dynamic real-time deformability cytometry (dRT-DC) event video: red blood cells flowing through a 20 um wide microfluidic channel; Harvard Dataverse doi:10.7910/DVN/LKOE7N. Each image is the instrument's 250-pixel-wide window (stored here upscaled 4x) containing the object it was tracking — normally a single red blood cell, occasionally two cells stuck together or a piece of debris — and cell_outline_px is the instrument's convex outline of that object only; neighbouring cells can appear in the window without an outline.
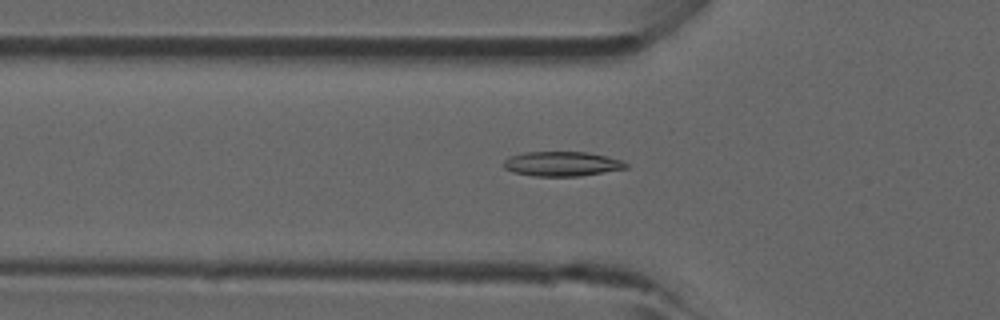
{"species": "common noctule bat (a hibernating species)", "species_latin": "Nyctalus noctula", "temperature_condition": "room temperature", "stored_images_in_passage": 47, "camera_frame_rate_fps": 3000, "um_per_image_px": 0.085, "animal": {"sex": "male", "forearm_length_mm": 52.5}, "frame": {"image": 1, "passage_image": 16, "time_ms": 5.0, "image_size_px": [1000, 320], "cell_outline_px": [[628, 168], [580, 176], [532, 176], [512, 172], [504, 168], [504, 160], [508, 156], [524, 152], [588, 152], [620, 160], [628, 164]], "centroid_in_image_um": [47.72, 13.93], "position_along_channel_um": 78.1, "area_um2": 17.57}}
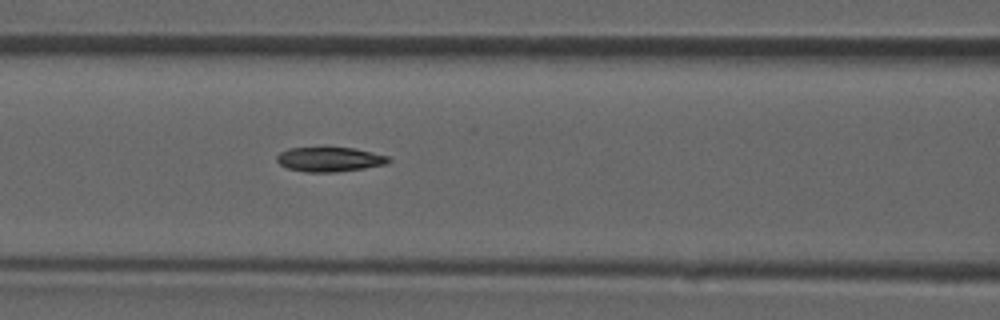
{"frame": {"image": 2, "passage_image": 20, "time_ms": 6.333, "image_size_px": [1000, 320], "cell_outline_px": [[392, 160], [388, 164], [364, 168], [336, 172], [304, 172], [288, 168], [280, 164], [276, 160], [276, 156], [280, 152], [288, 148], [352, 148], [388, 156]], "centroid_in_image_um": [28.01, 13.55], "position_along_channel_um": 138.6, "area_um2": 15.9}}
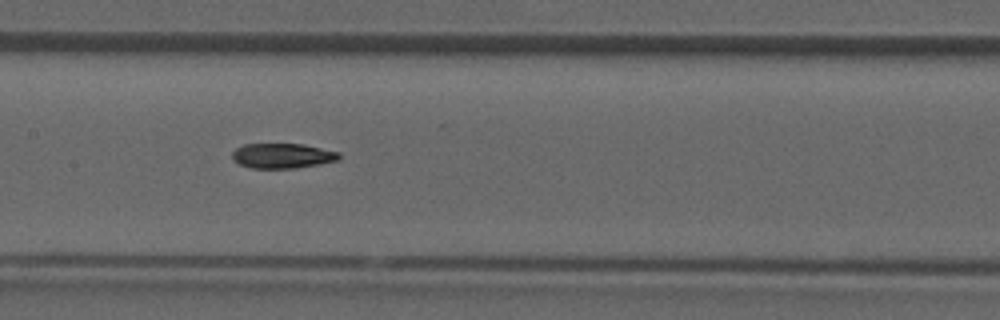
{"frame": {"image": 3, "passage_image": 23, "time_ms": 7.333, "image_size_px": [1000, 320], "cell_outline_px": [[340, 160], [320, 164], [296, 168], [252, 168], [240, 164], [232, 160], [232, 152], [236, 148], [244, 144], [304, 144], [340, 152]], "centroid_in_image_um": [24.02, 13.24], "position_along_channel_um": 183.4, "area_um2": 15.66}}